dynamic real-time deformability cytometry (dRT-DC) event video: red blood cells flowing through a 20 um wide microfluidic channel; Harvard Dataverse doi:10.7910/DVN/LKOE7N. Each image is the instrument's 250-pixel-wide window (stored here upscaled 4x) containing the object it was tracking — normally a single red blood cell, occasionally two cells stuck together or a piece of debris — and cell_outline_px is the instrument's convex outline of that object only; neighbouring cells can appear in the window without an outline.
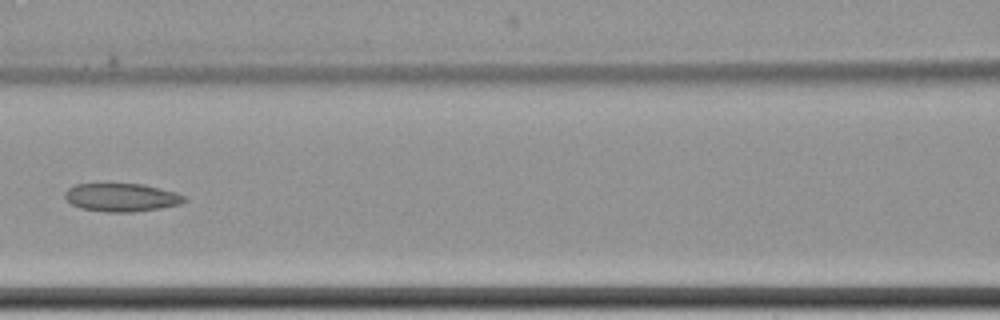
{"species": "common noctule bat (a hibernating species)", "species_latin": "Nyctalus noctula", "temperature_condition": "cold", "stored_images_in_passage": 17, "camera_frame_rate_fps": 3000, "um_per_image_px": 0.085, "animal": {"sex": "female", "body_mass_g": 22.7, "forearm_length_mm": 54.2}, "frame": {"image": 1, "passage_image": 8, "time_ms": 10.333, "image_size_px": [1000, 320], "cell_outline_px": [[188, 200], [180, 204], [160, 208], [132, 212], [108, 212], [80, 208], [72, 204], [64, 196], [64, 192], [68, 188], [76, 184], [144, 184], [176, 192], [184, 196]], "centroid_in_image_um": [10.34, 16.78], "position_along_channel_um": 156.3, "area_um2": 19.59}}
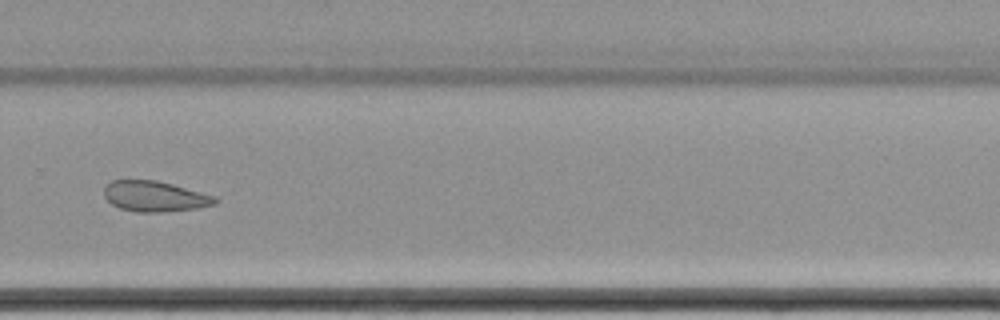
{"frame": {"image": 2, "passage_image": 12, "time_ms": 15.0, "image_size_px": [1000, 320], "cell_outline_px": [[220, 200], [216, 204], [196, 208], [164, 212], [136, 212], [120, 208], [112, 204], [104, 196], [104, 188], [112, 180], [156, 180], [172, 184], [216, 196]], "centroid_in_image_um": [13.18, 16.69], "position_along_channel_um": 316.6, "area_um2": 19.77}}
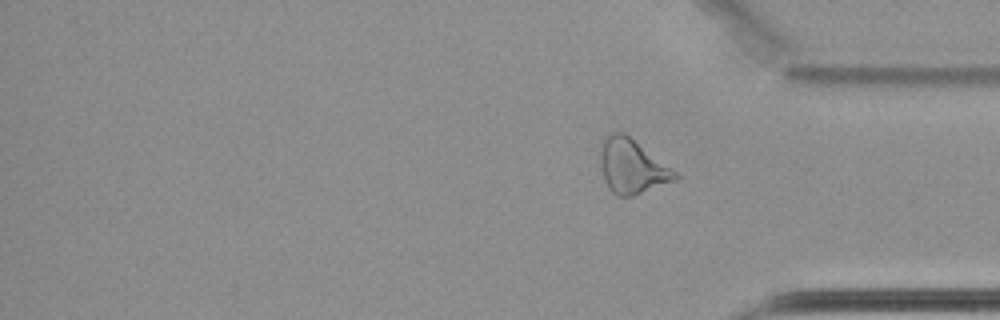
{"frame": {"image": 3, "passage_image": 17, "time_ms": 22.0, "image_size_px": [1000, 320], "cell_outline_px": [[680, 176], [676, 180], [632, 196], [620, 196], [612, 192], [608, 188], [604, 180], [600, 168], [600, 152], [604, 140], [612, 132], [624, 132], [676, 172]], "centroid_in_image_um": [53.7, 14.16], "position_along_channel_um": 381.5, "area_um2": 23.29}, "authors_computed_cell_mechanics": {"area_um2": 23.1778, "velocity_mm_per_s": 3.4427, "shape_relaxation_time_tau1_ms": null, "shape_relaxation_time_tau2_ms": 1.3252, "deformation_change_tau1": null, "deformation_change_tau2": 0.0421}}